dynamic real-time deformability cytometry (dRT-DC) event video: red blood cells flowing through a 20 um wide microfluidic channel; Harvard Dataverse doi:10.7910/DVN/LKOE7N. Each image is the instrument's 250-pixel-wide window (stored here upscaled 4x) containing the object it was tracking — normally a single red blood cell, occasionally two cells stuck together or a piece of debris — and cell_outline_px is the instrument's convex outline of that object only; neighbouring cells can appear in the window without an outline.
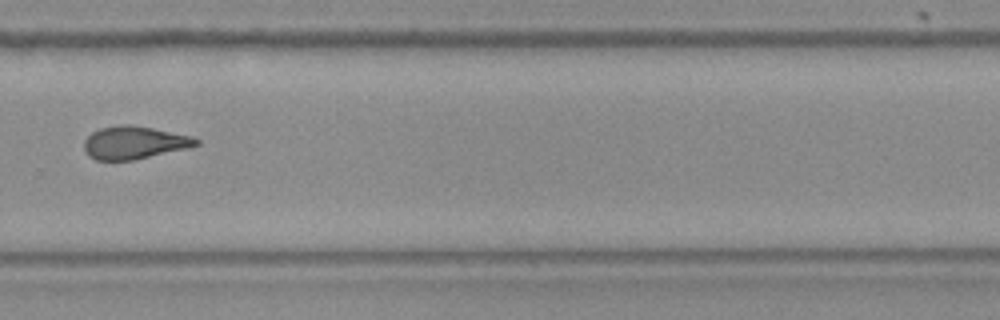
{"species": "Egyptian fruit bat (a non-hibernating species)", "species_latin": "Rousettus aegyptiacus", "temperature_condition": "room temperature", "stored_images_in_passage": 14, "camera_frame_rate_fps": 3000, "um_per_image_px": 0.085, "frame": {"image": 1, "passage_image": 10, "time_ms": 3.0, "image_size_px": [1000, 320], "cell_outline_px": [[200, 144], [188, 148], [132, 160], [96, 160], [88, 156], [84, 148], [84, 140], [92, 132], [100, 128], [120, 124], [128, 124], [152, 128], [192, 136], [200, 140]], "centroid_in_image_um": [11.4, 12.12], "position_along_channel_um": 318.4, "area_um2": 21.39}}